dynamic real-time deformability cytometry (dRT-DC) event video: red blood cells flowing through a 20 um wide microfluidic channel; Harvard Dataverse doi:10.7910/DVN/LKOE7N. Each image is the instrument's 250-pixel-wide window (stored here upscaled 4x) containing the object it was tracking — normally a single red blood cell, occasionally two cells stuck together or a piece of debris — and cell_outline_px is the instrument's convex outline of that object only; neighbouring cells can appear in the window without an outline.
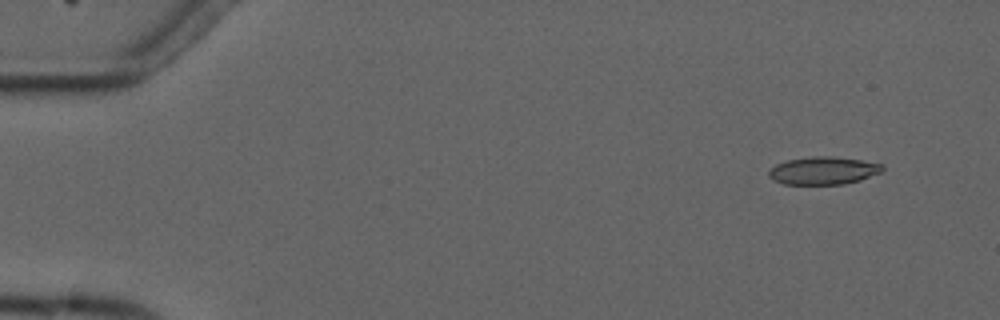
{"species": "common noctule bat (a hibernating species)", "species_latin": "Nyctalus noctula", "temperature_condition": "cold", "stored_images_in_passage": 5, "camera_frame_rate_fps": 3000, "um_per_image_px": 0.085, "animal": {"sex": "male", "forearm_length_mm": 52.5}, "frame": {"image": 1, "passage_image": 2, "time_ms": 1.0, "image_size_px": [1000, 320], "cell_outline_px": [[884, 168], [880, 172], [860, 180], [844, 184], [784, 184], [772, 180], [768, 176], [768, 172], [776, 164], [788, 160], [812, 156], [832, 156], [860, 160], [884, 164]], "centroid_in_image_um": [69.97, 14.5], "position_along_channel_um": 15.0, "area_um2": 18.32}}